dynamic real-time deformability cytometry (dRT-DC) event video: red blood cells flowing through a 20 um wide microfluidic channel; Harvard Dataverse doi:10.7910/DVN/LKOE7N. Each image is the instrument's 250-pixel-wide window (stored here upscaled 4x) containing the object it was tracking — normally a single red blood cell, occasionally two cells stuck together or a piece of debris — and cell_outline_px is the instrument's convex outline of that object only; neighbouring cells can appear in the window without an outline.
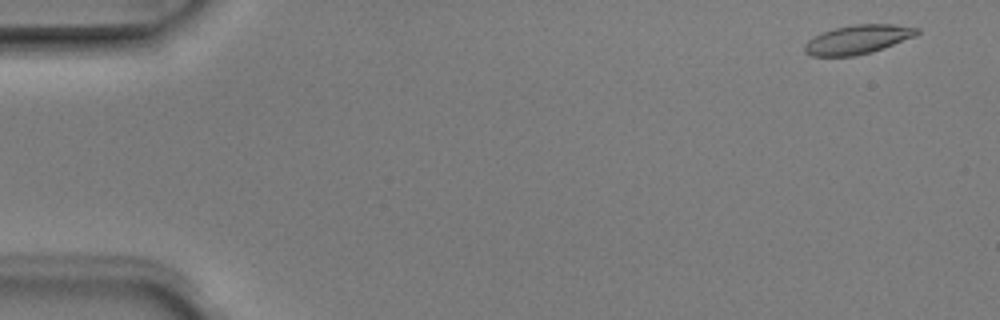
{"species": "Egyptian fruit bat (a non-hibernating species)", "species_latin": "Rousettus aegyptiacus", "temperature_condition": "room temperature", "stored_images_in_passage": 8, "camera_frame_rate_fps": 3000, "um_per_image_px": 0.085, "animal": {"sex": "male"}, "frame": {"image": 1, "passage_image": 1, "time_ms": 0.0, "image_size_px": [1000, 320], "cell_outline_px": [[920, 32], [916, 36], [884, 48], [872, 52], [852, 56], [812, 56], [804, 52], [804, 44], [808, 40], [824, 32], [836, 28], [852, 24], [892, 24], [920, 28]], "centroid_in_image_um": [72.94, 3.35], "position_along_channel_um": 12.1, "area_um2": 18.96}}
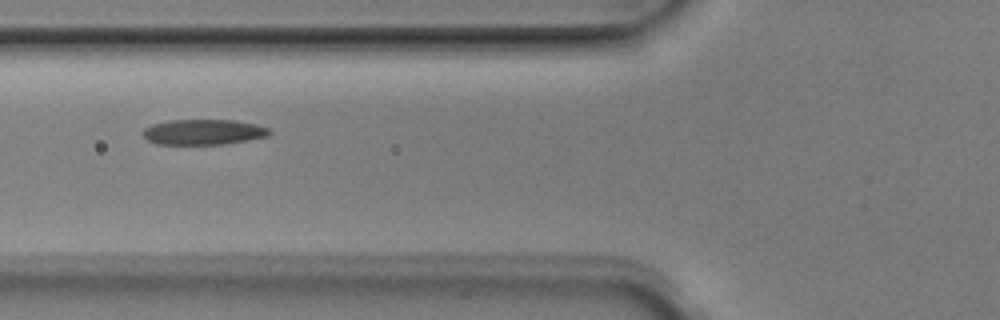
{"frame": {"image": 2, "passage_image": 6, "time_ms": 1.667, "image_size_px": [1000, 320], "cell_outline_px": [[272, 132], [268, 136], [248, 140], [224, 144], [156, 144], [148, 140], [144, 136], [144, 128], [152, 124], [168, 120], [236, 120], [256, 124], [268, 128]], "centroid_in_image_um": [17.31, 11.22], "position_along_channel_um": 108.5, "area_um2": 18.73}}
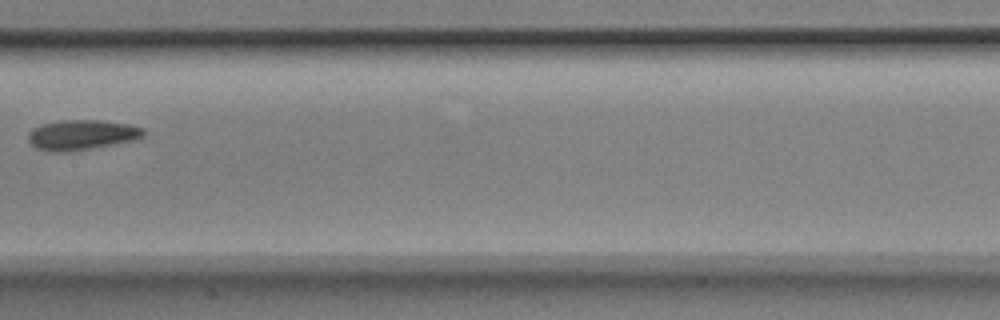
{"frame": {"image": 3, "passage_image": 8, "time_ms": 2.333, "image_size_px": [1000, 320], "cell_outline_px": [[144, 136], [136, 140], [68, 152], [48, 152], [36, 148], [28, 140], [28, 136], [36, 128], [44, 124], [60, 120], [96, 120], [128, 124], [144, 128]], "centroid_in_image_um": [6.98, 11.47], "position_along_channel_um": 200.4, "area_um2": 20.0}}